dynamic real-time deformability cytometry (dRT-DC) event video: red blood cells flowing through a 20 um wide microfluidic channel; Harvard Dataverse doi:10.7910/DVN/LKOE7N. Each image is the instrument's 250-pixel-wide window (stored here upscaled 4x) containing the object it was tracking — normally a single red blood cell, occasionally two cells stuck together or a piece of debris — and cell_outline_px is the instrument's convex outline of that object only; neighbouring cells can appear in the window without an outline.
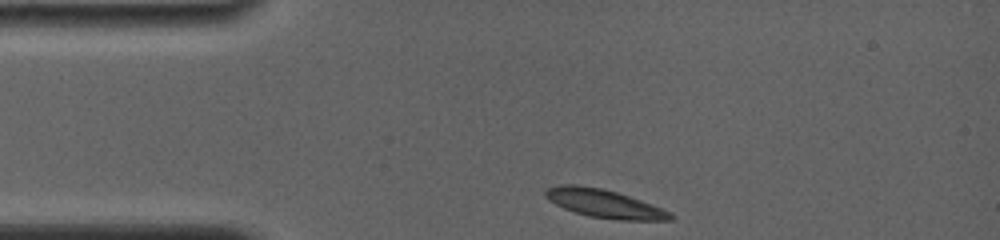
{"species": "common noctule bat (a hibernating species)", "species_latin": "Nyctalus noctula", "temperature_condition": "room temperature", "stored_images_in_passage": 9, "camera_frame_rate_fps": 4000, "um_per_image_px": 0.085, "animal": {"sex": "female", "body_mass_g": 19.0, "forearm_length_mm": 56.7}, "frame": {"image": 1, "passage_image": 1, "time_ms": 0.0, "image_size_px": [1000, 240], "cell_outline_px": [[676, 216], [672, 220], [616, 220], [588, 216], [564, 208], [548, 200], [544, 196], [544, 192], [548, 188], [560, 184], [576, 184], [600, 188], [616, 192], [640, 200], [660, 208]], "centroid_in_image_um": [51.33, 17.3], "position_along_channel_um": 33.7, "area_um2": 20.4}}
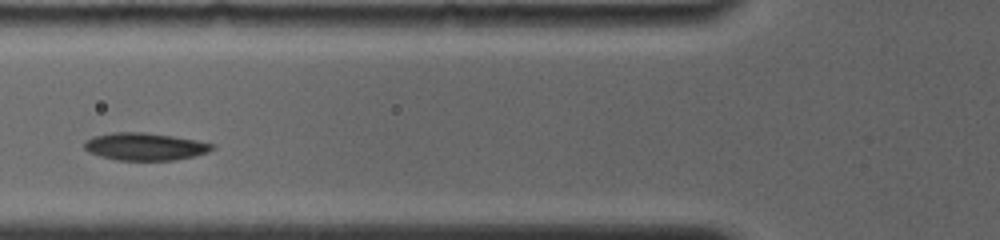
{"frame": {"image": 2, "passage_image": 7, "time_ms": 3.0, "image_size_px": [1000, 240], "cell_outline_px": [[216, 148], [208, 152], [192, 156], [172, 160], [116, 160], [100, 156], [88, 152], [84, 148], [84, 140], [92, 136], [112, 132], [144, 132], [172, 136], [196, 140], [216, 144]], "centroid_in_image_um": [12.29, 12.45], "position_along_channel_um": 113.5, "area_um2": 20.58}}
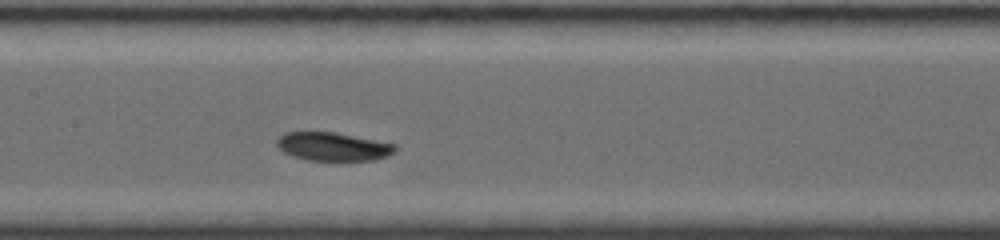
{"frame": {"image": 3, "passage_image": 9, "time_ms": 4.75, "image_size_px": [1000, 240], "cell_outline_px": [[396, 148], [388, 156], [372, 160], [304, 160], [292, 156], [284, 152], [276, 144], [276, 140], [284, 132], [336, 132], [396, 144]], "centroid_in_image_um": [28.28, 12.45], "position_along_channel_um": 179.1, "area_um2": 19.54}}